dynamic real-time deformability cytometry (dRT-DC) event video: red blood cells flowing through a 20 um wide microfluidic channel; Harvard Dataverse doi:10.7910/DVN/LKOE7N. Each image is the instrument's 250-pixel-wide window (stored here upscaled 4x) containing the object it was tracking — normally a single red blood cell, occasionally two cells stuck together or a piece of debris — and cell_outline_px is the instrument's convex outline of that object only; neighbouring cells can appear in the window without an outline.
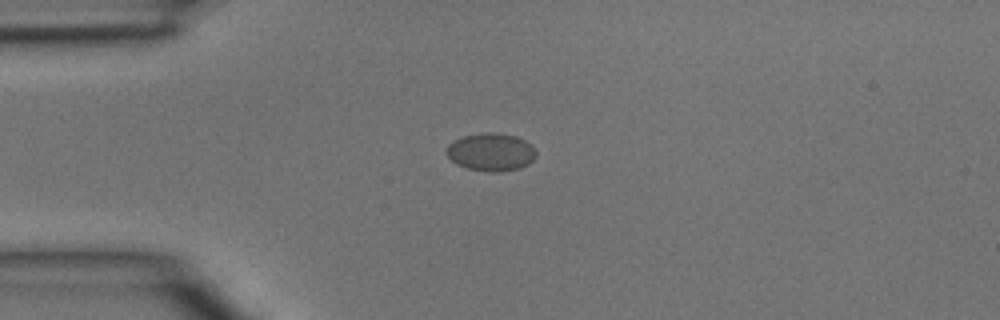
{"species": "common noctule bat (a hibernating species)", "species_latin": "Nyctalus noctula", "temperature_condition": "room temperature", "stored_images_in_passage": 2, "camera_frame_rate_fps": 3000, "um_per_image_px": 0.085, "animal": {"sex": "male", "body_mass_g": 15.6}, "frame": {"image": 1, "passage_image": 1, "time_ms": 0.0, "image_size_px": [1000, 320], "cell_outline_px": [[536, 156], [528, 164], [520, 168], [496, 172], [488, 172], [468, 168], [456, 164], [444, 152], [448, 144], [452, 140], [464, 136], [480, 132], [496, 132], [516, 136], [524, 140], [536, 152]], "centroid_in_image_um": [41.68, 12.91], "position_along_channel_um": 43.3, "area_um2": 19.83}}